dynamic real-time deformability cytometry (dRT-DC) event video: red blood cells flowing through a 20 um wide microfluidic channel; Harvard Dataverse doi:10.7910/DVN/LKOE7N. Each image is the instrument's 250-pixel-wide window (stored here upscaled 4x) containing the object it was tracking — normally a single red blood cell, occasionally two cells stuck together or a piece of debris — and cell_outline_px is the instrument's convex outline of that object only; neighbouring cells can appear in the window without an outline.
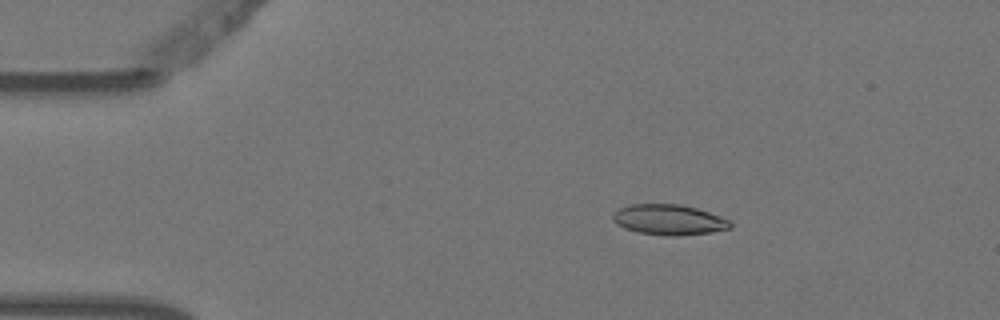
{"species": "Egyptian fruit bat (a non-hibernating species)", "species_latin": "Rousettus aegyptiacus", "temperature_condition": "warm", "stored_images_in_passage": 2, "camera_frame_rate_fps": 3000, "um_per_image_px": 0.085, "animal": {"sex": "female"}, "frame": {"image": 1, "passage_image": 1, "time_ms": 0.0, "image_size_px": [1000, 320], "cell_outline_px": [[732, 228], [712, 232], [680, 236], [668, 236], [640, 232], [624, 228], [616, 224], [612, 220], [612, 216], [620, 208], [632, 204], [680, 204], [696, 208], [720, 216], [728, 220], [732, 224]], "centroid_in_image_um": [56.87, 18.68], "position_along_channel_um": 28.1, "area_um2": 20.75}}